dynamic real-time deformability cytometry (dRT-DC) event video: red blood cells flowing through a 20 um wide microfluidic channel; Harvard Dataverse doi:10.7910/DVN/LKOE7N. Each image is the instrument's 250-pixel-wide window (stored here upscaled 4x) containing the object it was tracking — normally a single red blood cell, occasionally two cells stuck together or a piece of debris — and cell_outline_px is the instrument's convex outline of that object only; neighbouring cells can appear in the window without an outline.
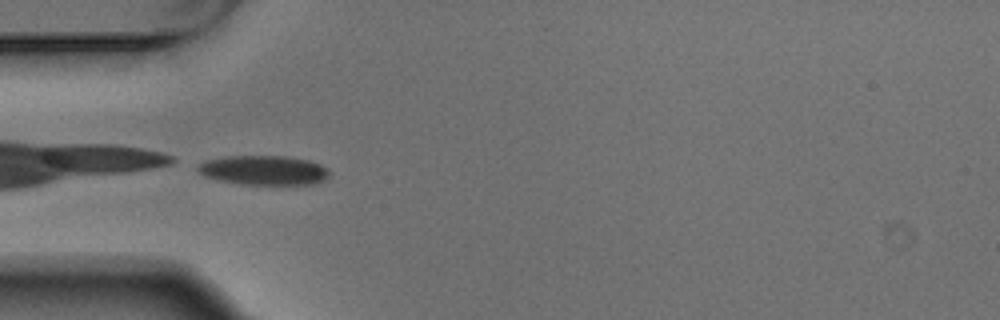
{"species": "Egyptian fruit bat (a non-hibernating species)", "species_latin": "Rousettus aegyptiacus", "temperature_condition": "warm", "stored_images_in_passage": 5, "camera_frame_rate_fps": 3000, "um_per_image_px": 0.085, "animal": {"sex": "male"}, "frame": {"image": 1, "passage_image": 4, "time_ms": 1.0, "image_size_px": [1000, 320], "cell_outline_px": [[332, 172], [324, 180], [312, 184], [240, 184], [216, 180], [204, 176], [196, 172], [196, 164], [204, 160], [224, 156], [288, 156], [308, 160], [320, 164], [328, 168]], "centroid_in_image_um": [22.36, 14.46], "position_along_channel_um": 62.6, "area_um2": 23.0}}
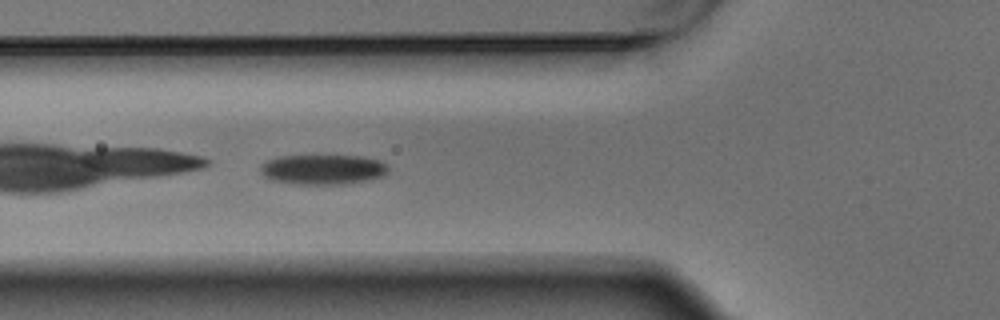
{"frame": {"image": 2, "passage_image": 5, "time_ms": 1.333, "image_size_px": [1000, 320], "cell_outline_px": [[388, 172], [384, 176], [344, 184], [300, 184], [276, 180], [264, 176], [260, 172], [260, 164], [264, 160], [280, 156], [312, 152], [316, 152], [364, 156], [380, 160], [388, 164]], "centroid_in_image_um": [27.44, 14.32], "position_along_channel_um": 98.4, "area_um2": 23.58}}